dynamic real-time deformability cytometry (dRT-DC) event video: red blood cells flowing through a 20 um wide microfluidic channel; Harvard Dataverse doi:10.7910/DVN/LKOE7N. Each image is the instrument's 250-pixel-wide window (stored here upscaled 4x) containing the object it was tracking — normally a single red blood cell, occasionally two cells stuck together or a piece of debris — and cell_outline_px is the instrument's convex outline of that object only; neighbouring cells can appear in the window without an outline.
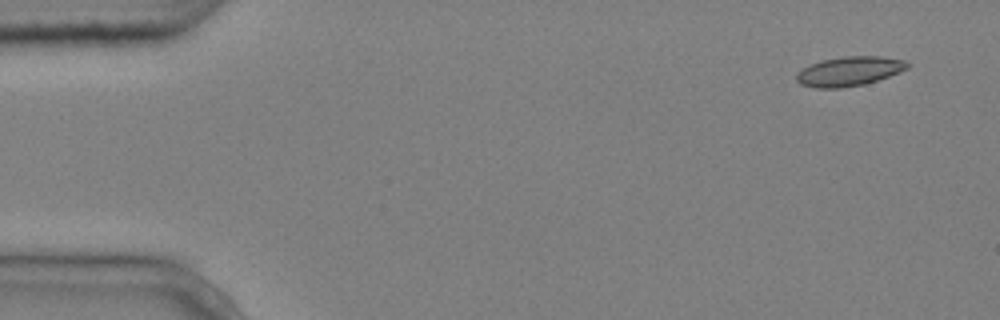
{"species": "common noctule bat (a hibernating species)", "species_latin": "Nyctalus noctula", "temperature_condition": "cold", "stored_images_in_passage": 5, "camera_frame_rate_fps": 3000, "um_per_image_px": 0.085, "animal": {"sex": "male", "body_mass_g": 20.4}, "frame": {"image": 1, "passage_image": 1, "time_ms": 0.0, "image_size_px": [1000, 320], "cell_outline_px": [[912, 64], [908, 68], [888, 76], [864, 84], [840, 88], [816, 88], [800, 84], [796, 80], [796, 72], [820, 60], [844, 56], [880, 56], [904, 60]], "centroid_in_image_um": [72.17, 6.05], "position_along_channel_um": 12.8, "area_um2": 18.96}}
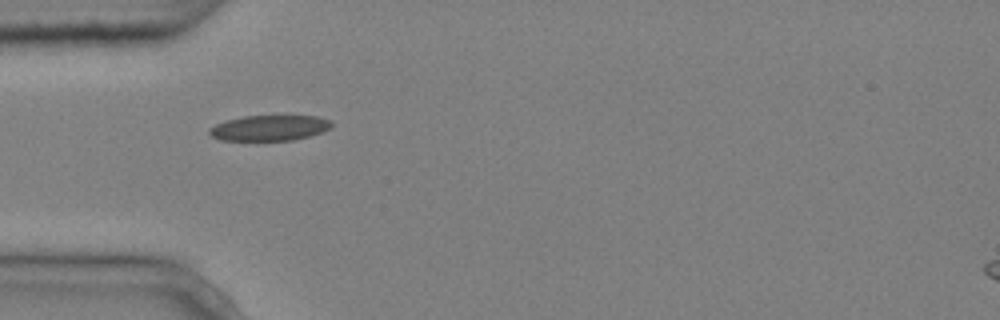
{"frame": {"image": 2, "passage_image": 4, "time_ms": 1.0, "image_size_px": [1000, 320], "cell_outline_px": [[332, 128], [308, 136], [292, 140], [220, 140], [212, 136], [208, 132], [208, 128], [224, 120], [244, 116], [316, 116], [332, 120]], "centroid_in_image_um": [22.89, 10.86], "position_along_channel_um": 62.1, "area_um2": 18.15}}
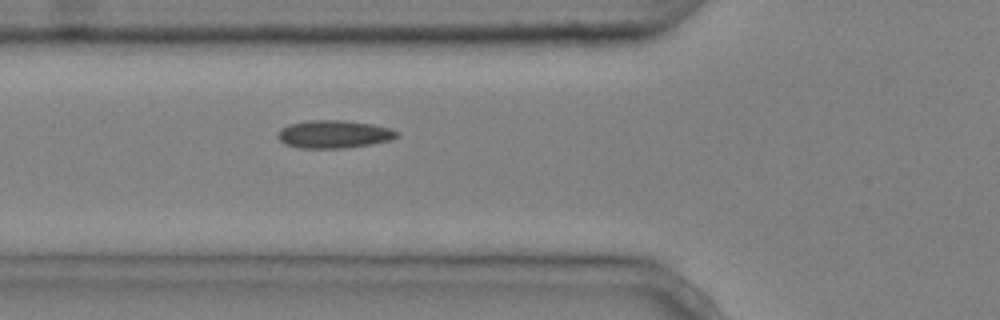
{"frame": {"image": 3, "passage_image": 5, "time_ms": 1.333, "image_size_px": [1000, 320], "cell_outline_px": [[400, 136], [392, 140], [372, 144], [344, 148], [300, 148], [284, 144], [276, 136], [280, 128], [288, 124], [308, 120], [340, 120], [372, 124], [392, 128], [400, 132]], "centroid_in_image_um": [28.4, 11.4], "position_along_channel_um": 97.4, "area_um2": 19.65}}